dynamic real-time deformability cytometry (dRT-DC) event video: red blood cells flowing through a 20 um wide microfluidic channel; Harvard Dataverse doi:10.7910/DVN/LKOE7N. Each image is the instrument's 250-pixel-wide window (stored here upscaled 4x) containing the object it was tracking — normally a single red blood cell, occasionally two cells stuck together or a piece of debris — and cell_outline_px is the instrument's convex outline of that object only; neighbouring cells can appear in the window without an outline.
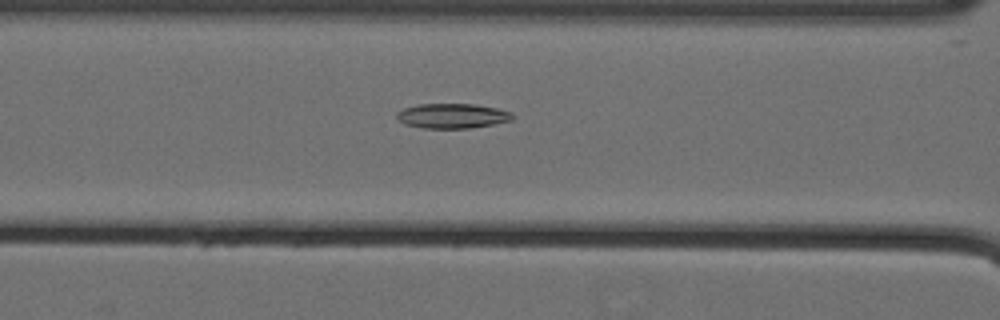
{"species": "Egyptian fruit bat (a non-hibernating species)", "species_latin": "Rousettus aegyptiacus", "temperature_condition": "cold", "stored_images_in_passage": 43, "camera_frame_rate_fps": 3000, "um_per_image_px": 0.085, "animal": {"sex": "female"}, "frame": {"image": 1, "passage_image": 12, "time_ms": 3.667, "image_size_px": [1000, 320], "cell_outline_px": [[516, 116], [512, 120], [492, 124], [468, 128], [424, 128], [404, 124], [396, 116], [396, 112], [404, 108], [420, 104], [476, 104], [496, 108], [512, 112]], "centroid_in_image_um": [38.46, 9.84], "position_along_channel_um": 128.1, "area_um2": 16.7}}
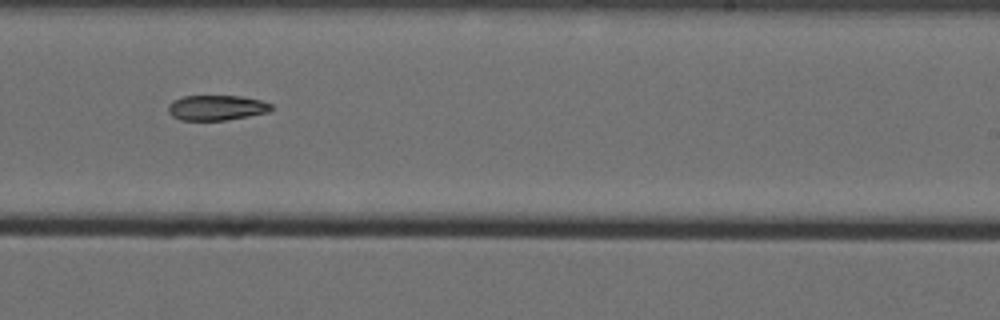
{"frame": {"image": 2, "passage_image": 24, "time_ms": 7.667, "image_size_px": [1000, 320], "cell_outline_px": [[272, 108], [268, 112], [248, 116], [224, 120], [180, 120], [172, 116], [168, 112], [168, 104], [172, 100], [184, 96], [240, 96], [260, 100], [272, 104]], "centroid_in_image_um": [18.37, 9.15], "position_along_channel_um": 270.6, "area_um2": 15.09}}
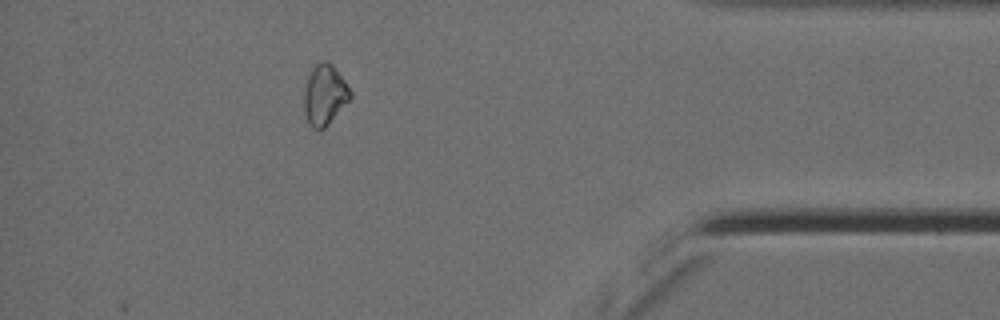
{"frame": {"image": 3, "passage_image": 38, "time_ms": 12.333, "image_size_px": [1000, 320], "cell_outline_px": [[352, 96], [328, 124], [324, 128], [312, 128], [308, 124], [304, 112], [304, 88], [308, 76], [312, 68], [316, 64], [324, 60], [328, 60], [332, 64], [352, 92]], "centroid_in_image_um": [27.57, 8.05], "position_along_channel_um": 407.6, "area_um2": 16.13}}